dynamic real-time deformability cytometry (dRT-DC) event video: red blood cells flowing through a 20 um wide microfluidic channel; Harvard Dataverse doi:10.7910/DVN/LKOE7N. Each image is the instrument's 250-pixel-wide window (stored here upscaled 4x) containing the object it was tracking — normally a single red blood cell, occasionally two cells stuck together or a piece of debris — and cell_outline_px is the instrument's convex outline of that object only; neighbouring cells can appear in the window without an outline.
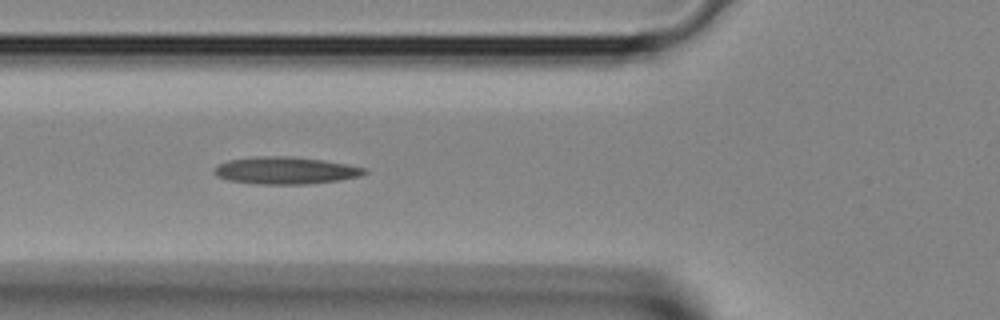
{"species": "Egyptian fruit bat (a non-hibernating species)", "species_latin": "Rousettus aegyptiacus", "temperature_condition": "room temperature", "stored_images_in_passage": 22, "camera_frame_rate_fps": 3000, "um_per_image_px": 0.085, "animal": {"sex": "female"}, "frame": {"image": 1, "passage_image": 4, "time_ms": 1.0, "image_size_px": [1000, 320], "cell_outline_px": [[368, 172], [360, 176], [340, 180], [308, 184], [256, 184], [228, 180], [216, 176], [212, 172], [212, 168], [228, 160], [252, 156], [292, 156], [324, 160], [348, 164], [368, 168]], "centroid_in_image_um": [24.27, 14.48], "position_along_channel_um": 101.5, "area_um2": 24.22}}
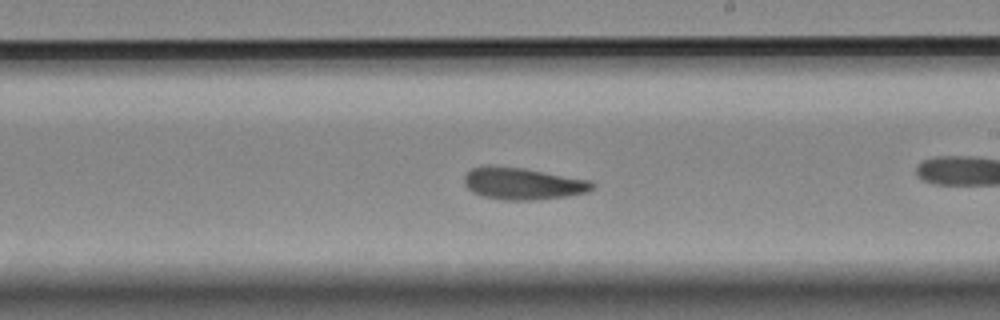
{"frame": {"image": 2, "passage_image": 10, "time_ms": 3.0, "image_size_px": [1000, 320], "cell_outline_px": [[596, 184], [588, 192], [568, 196], [532, 200], [504, 200], [484, 196], [472, 192], [464, 184], [464, 176], [472, 168], [488, 164], [492, 164], [524, 168], [592, 180]], "centroid_in_image_um": [44.44, 15.59], "position_along_channel_um": 244.6, "area_um2": 24.16}}